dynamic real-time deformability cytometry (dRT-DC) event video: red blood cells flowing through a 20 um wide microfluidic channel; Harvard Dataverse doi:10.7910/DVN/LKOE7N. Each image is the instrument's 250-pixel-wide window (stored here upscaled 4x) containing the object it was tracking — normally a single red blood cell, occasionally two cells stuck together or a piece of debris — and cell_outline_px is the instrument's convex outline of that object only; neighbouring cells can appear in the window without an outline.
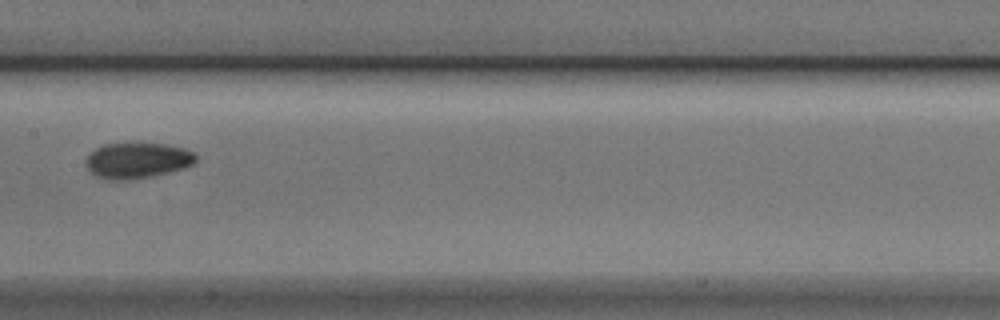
{"species": "Egyptian fruit bat (a non-hibernating species)", "species_latin": "Rousettus aegyptiacus", "temperature_condition": "cold", "stored_images_in_passage": 6, "camera_frame_rate_fps": 3000, "um_per_image_px": 0.085, "animal": {"sex": "male"}, "frame": {"image": 1, "passage_image": 6, "time_ms": 1.667, "image_size_px": [1000, 320], "cell_outline_px": [[196, 160], [192, 164], [184, 168], [152, 176], [128, 180], [108, 180], [96, 176], [84, 164], [84, 160], [96, 148], [104, 144], [164, 144], [184, 148], [192, 152], [196, 156]], "centroid_in_image_um": [11.65, 13.65], "position_along_channel_um": 195.8, "area_um2": 22.66}}